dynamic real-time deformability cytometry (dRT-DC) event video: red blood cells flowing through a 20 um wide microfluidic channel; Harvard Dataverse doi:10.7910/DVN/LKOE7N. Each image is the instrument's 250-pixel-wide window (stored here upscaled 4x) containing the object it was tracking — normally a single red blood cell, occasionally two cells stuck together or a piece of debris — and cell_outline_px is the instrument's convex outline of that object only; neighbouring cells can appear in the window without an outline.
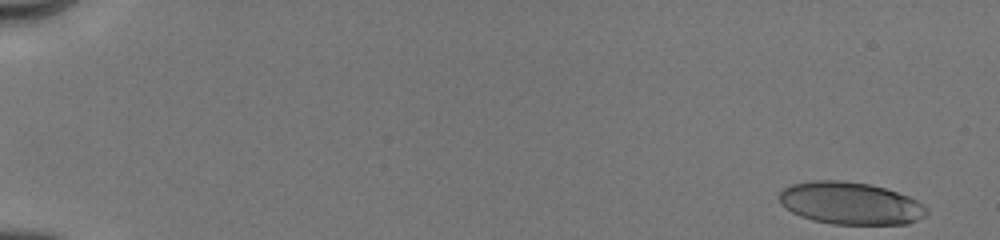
{"species": "human", "species_latin": "Homo sapiens", "temperature_condition": "cold", "stored_images_in_passage": 17, "camera_frame_rate_fps": 3000, "um_per_image_px": 0.085, "donor": {"sex": "male"}, "frame": {"image": 1, "passage_image": 1, "time_ms": 0.0, "image_size_px": [1000, 240], "cell_outline_px": [[928, 212], [924, 216], [908, 224], [832, 224], [812, 220], [800, 216], [792, 212], [780, 204], [776, 196], [784, 188], [792, 184], [812, 180], [836, 180], [872, 184], [908, 196], [916, 200], [928, 208]], "centroid_in_image_um": [72.24, 17.28], "position_along_channel_um": 12.8, "area_um2": 36.53}}
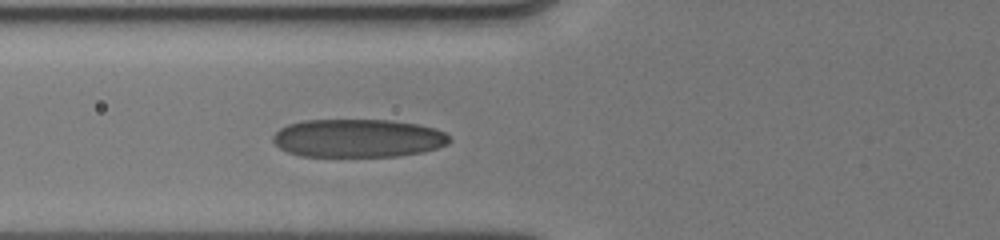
{"frame": {"image": 2, "passage_image": 12, "time_ms": 6.333, "image_size_px": [1000, 240], "cell_outline_px": [[452, 140], [448, 144], [436, 148], [420, 152], [400, 156], [300, 156], [288, 152], [280, 148], [272, 140], [272, 136], [280, 128], [288, 124], [304, 120], [388, 120], [416, 124], [436, 128], [444, 132]], "centroid_in_image_um": [30.42, 11.74], "position_along_channel_um": 95.4, "area_um2": 39.3}}
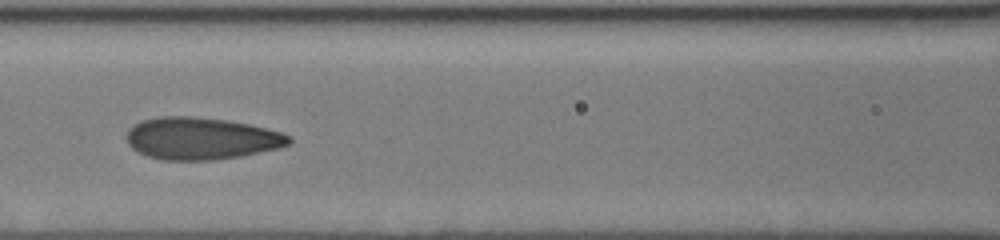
{"frame": {"image": 3, "passage_image": 15, "time_ms": 7.667, "image_size_px": [1000, 240], "cell_outline_px": [[292, 144], [280, 148], [240, 156], [212, 160], [164, 160], [148, 156], [132, 148], [128, 144], [124, 136], [128, 128], [140, 120], [160, 116], [192, 116], [228, 120], [248, 124], [280, 132], [292, 136]], "centroid_in_image_um": [17.08, 11.76], "position_along_channel_um": 149.5, "area_um2": 40.17}}